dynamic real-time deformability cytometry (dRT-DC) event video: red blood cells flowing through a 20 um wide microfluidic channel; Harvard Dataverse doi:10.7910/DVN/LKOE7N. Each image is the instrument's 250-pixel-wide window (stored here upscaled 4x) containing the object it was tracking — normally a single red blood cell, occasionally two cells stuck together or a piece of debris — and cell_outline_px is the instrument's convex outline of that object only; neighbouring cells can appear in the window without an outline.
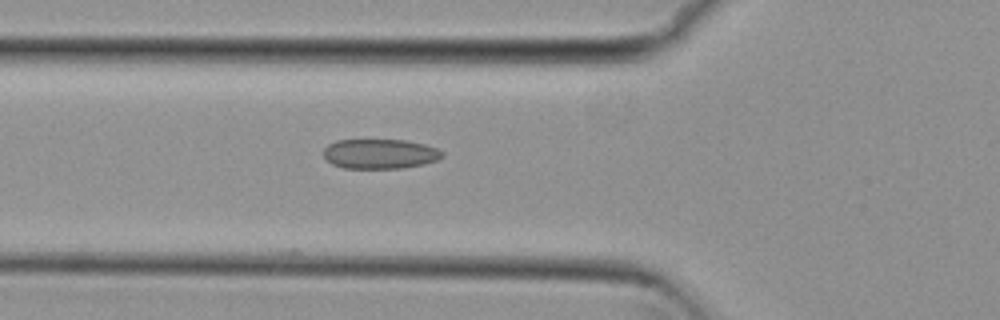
{"species": "common noctule bat (a hibernating species)", "species_latin": "Nyctalus noctula", "temperature_condition": "cold", "stored_images_in_passage": 5, "camera_frame_rate_fps": 3000, "um_per_image_px": 0.085, "animal": {"sex": "female", "body_mass_g": 29.2, "forearm_length_mm": 56.3}, "frame": {"image": 1, "passage_image": 5, "time_ms": 1.333, "image_size_px": [1000, 320], "cell_outline_px": [[444, 156], [436, 160], [424, 164], [400, 168], [344, 168], [332, 164], [324, 160], [324, 148], [328, 144], [336, 140], [404, 140], [424, 144], [436, 148], [444, 152]], "centroid_in_image_um": [32.27, 13.08], "position_along_channel_um": 93.5, "area_um2": 20.63}}